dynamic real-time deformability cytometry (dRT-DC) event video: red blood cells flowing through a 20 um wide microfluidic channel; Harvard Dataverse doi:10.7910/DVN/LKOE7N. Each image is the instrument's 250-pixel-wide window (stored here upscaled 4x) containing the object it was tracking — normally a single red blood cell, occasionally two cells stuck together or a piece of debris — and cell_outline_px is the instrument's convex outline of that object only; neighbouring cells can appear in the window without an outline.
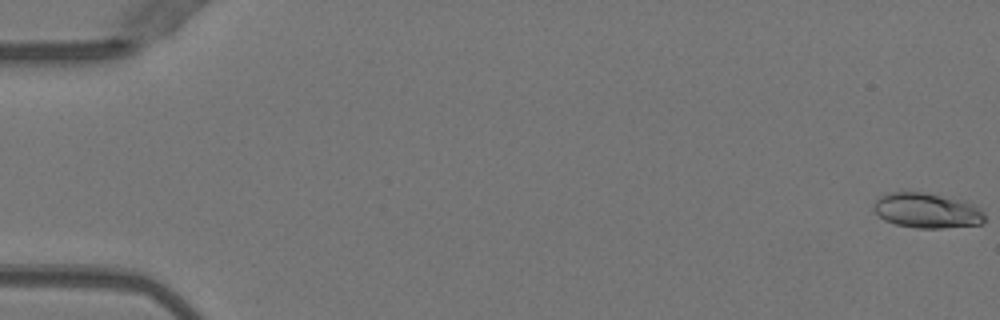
{"species": "Egyptian fruit bat (a non-hibernating species)", "species_latin": "Rousettus aegyptiacus", "temperature_condition": "warm", "stored_images_in_passage": 52, "camera_frame_rate_fps": 3000, "um_per_image_px": 0.085, "animal": {"sex": "female"}, "frame": {"image": 1, "passage_image": 1, "time_ms": 0.0, "image_size_px": [1000, 320], "cell_outline_px": [[984, 224], [944, 228], [916, 228], [896, 224], [884, 220], [872, 208], [876, 200], [880, 196], [888, 192], [920, 192], [964, 200], [980, 208], [984, 212]], "centroid_in_image_um": [78.8, 17.9], "position_along_channel_um": 6.2, "area_um2": 22.72}}
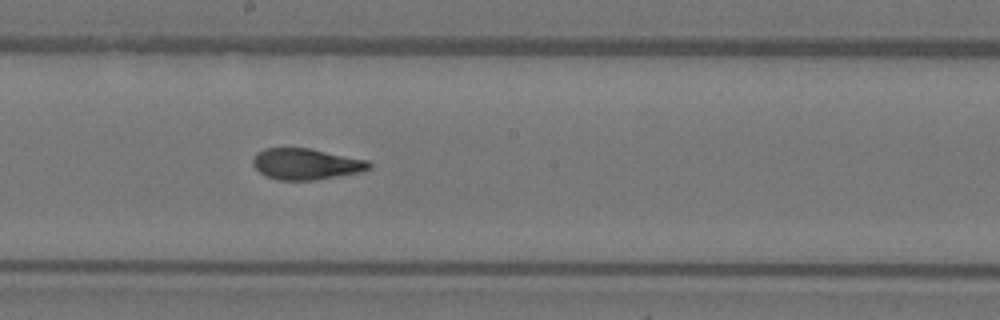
{"frame": {"image": 2, "passage_image": 29, "time_ms": 9.333, "image_size_px": [1000, 320], "cell_outline_px": [[372, 168], [364, 172], [316, 180], [280, 180], [268, 176], [260, 172], [252, 164], [252, 160], [256, 152], [264, 148], [308, 148], [368, 160], [372, 164]], "centroid_in_image_um": [26.05, 13.94], "position_along_channel_um": 222.1, "area_um2": 21.21}}
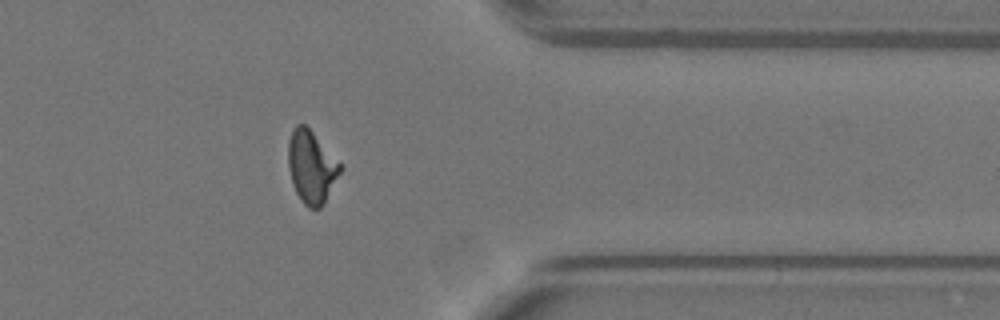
{"frame": {"image": 3, "passage_image": 42, "time_ms": 13.667, "image_size_px": [1000, 320], "cell_outline_px": [[344, 168], [324, 204], [320, 208], [308, 208], [300, 200], [292, 184], [288, 168], [288, 140], [292, 128], [296, 124], [304, 124], [344, 164]], "centroid_in_image_um": [26.5, 14.19], "position_along_channel_um": 384.9, "area_um2": 22.54}, "authors_computed_cell_mechanics": {"area_um2": 21.5016, "velocity_mm_per_s": 4.0323, "shape_relaxation_time_tau1_ms": 7.9551, "shape_relaxation_time_tau2_ms": 1.4634, "deformation_change_tau1": 0.2497, "deformation_change_tau2": 0.0724}}